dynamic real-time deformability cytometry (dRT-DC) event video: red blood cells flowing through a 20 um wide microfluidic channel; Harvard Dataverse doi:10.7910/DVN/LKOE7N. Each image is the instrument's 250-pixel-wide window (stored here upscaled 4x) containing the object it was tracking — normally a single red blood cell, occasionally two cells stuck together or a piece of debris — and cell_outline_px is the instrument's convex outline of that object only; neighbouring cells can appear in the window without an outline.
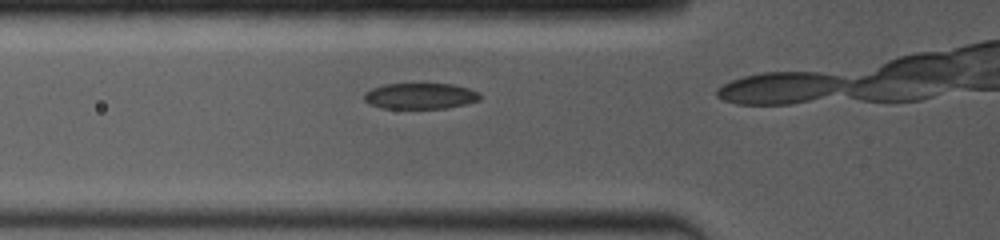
{"species": "common noctule bat (a hibernating species)", "species_latin": "Nyctalus noctula", "temperature_condition": "room temperature", "stored_images_in_passage": 3, "camera_frame_rate_fps": 4000, "um_per_image_px": 0.085, "animal": {"sex": "female", "body_mass_g": 19.0, "forearm_length_mm": 53.3}, "frame": {"image": 1, "passage_image": 2, "time_ms": 0.75, "image_size_px": [1000, 240], "cell_outline_px": [[480, 100], [448, 108], [380, 108], [368, 104], [364, 100], [364, 92], [372, 88], [384, 84], [452, 84], [468, 88], [480, 92]], "centroid_in_image_um": [35.7, 8.16], "position_along_channel_um": 90.1, "area_um2": 17.57}}